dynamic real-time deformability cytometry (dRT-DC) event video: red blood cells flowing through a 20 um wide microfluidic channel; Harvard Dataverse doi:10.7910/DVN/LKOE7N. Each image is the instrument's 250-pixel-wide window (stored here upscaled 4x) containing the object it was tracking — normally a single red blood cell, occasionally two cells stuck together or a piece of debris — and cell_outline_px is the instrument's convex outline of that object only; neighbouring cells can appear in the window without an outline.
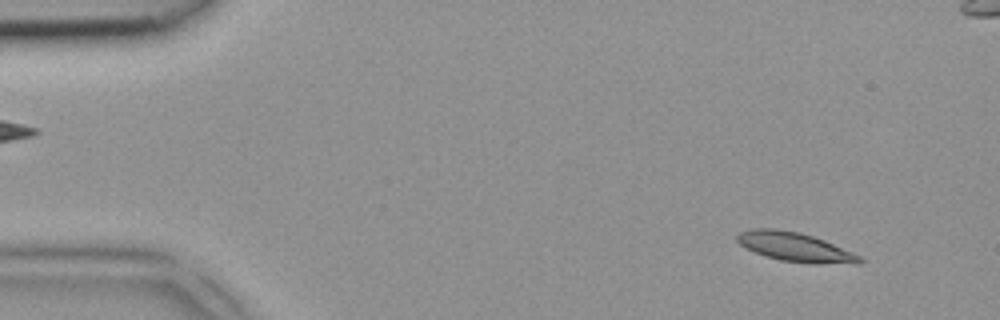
{"species": "common noctule bat (a hibernating species)", "species_latin": "Nyctalus noctula", "temperature_condition": "room temperature", "stored_images_in_passage": 5, "camera_frame_rate_fps": 3000, "um_per_image_px": 0.085, "animal": {"sex": "female", "body_mass_g": 18.4}, "frame": {"image": 1, "passage_image": 1, "time_ms": 0.0, "image_size_px": [1000, 320], "cell_outline_px": [[864, 260], [860, 264], [816, 264], [780, 260], [756, 252], [740, 244], [736, 240], [736, 236], [740, 232], [752, 228], [776, 228], [796, 232], [812, 236], [824, 240], [852, 252], [860, 256]], "centroid_in_image_um": [67.62, 21.0], "position_along_channel_um": 17.4, "area_um2": 20.63}}